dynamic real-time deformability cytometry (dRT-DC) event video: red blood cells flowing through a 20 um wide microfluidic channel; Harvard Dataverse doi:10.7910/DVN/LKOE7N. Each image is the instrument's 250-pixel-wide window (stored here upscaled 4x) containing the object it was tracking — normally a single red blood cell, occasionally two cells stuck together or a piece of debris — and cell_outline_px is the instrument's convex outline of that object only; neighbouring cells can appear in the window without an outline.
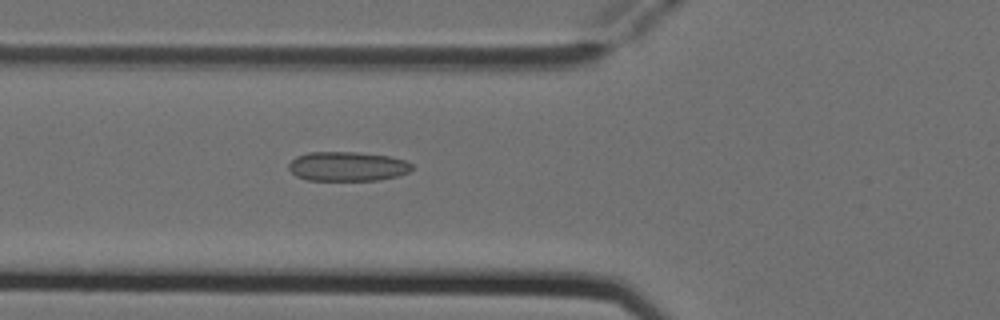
{"species": "Egyptian fruit bat (a non-hibernating species)", "species_latin": "Rousettus aegyptiacus", "temperature_condition": "cold", "stored_images_in_passage": 6, "camera_frame_rate_fps": 3000, "um_per_image_px": 0.085, "animal": {"sex": "female"}, "frame": {"image": 1, "passage_image": 6, "time_ms": 1.667, "image_size_px": [1000, 320], "cell_outline_px": [[412, 168], [408, 172], [400, 176], [376, 180], [308, 180], [296, 176], [288, 168], [288, 164], [296, 156], [308, 152], [356, 152], [388, 156], [404, 160], [412, 164]], "centroid_in_image_um": [29.52, 14.14], "position_along_channel_um": 96.3, "area_um2": 21.1}}